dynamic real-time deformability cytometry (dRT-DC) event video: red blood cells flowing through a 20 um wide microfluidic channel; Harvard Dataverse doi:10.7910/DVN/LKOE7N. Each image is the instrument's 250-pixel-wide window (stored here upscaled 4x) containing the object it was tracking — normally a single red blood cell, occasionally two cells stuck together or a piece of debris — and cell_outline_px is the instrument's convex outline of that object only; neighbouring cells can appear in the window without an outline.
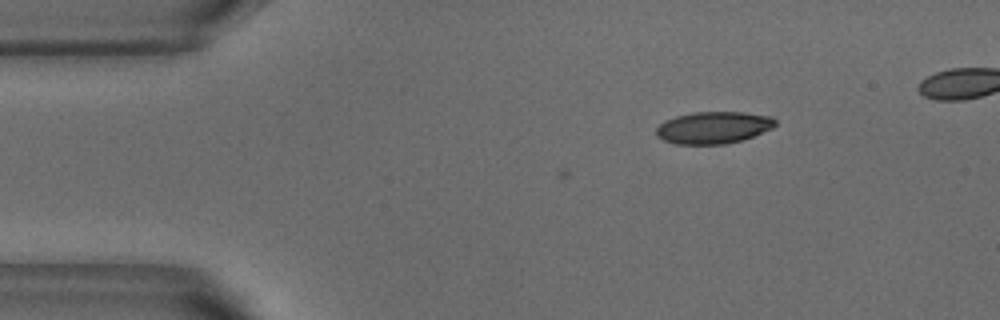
{"species": "common noctule bat (a hibernating species)", "species_latin": "Nyctalus noctula", "temperature_condition": "warm", "stored_images_in_passage": 4, "camera_frame_rate_fps": 3000, "um_per_image_px": 0.085, "animal": {"sex": "male", "body_mass_g": 18.8}, "frame": {"image": 1, "passage_image": 4, "time_ms": 1.0, "image_size_px": [1000, 320], "cell_outline_px": [[776, 124], [772, 128], [744, 140], [724, 144], [676, 144], [664, 140], [656, 136], [656, 128], [664, 120], [676, 116], [696, 112], [740, 112], [772, 116], [776, 120]], "centroid_in_image_um": [60.64, 10.84], "position_along_channel_um": 24.4, "area_um2": 22.25}}